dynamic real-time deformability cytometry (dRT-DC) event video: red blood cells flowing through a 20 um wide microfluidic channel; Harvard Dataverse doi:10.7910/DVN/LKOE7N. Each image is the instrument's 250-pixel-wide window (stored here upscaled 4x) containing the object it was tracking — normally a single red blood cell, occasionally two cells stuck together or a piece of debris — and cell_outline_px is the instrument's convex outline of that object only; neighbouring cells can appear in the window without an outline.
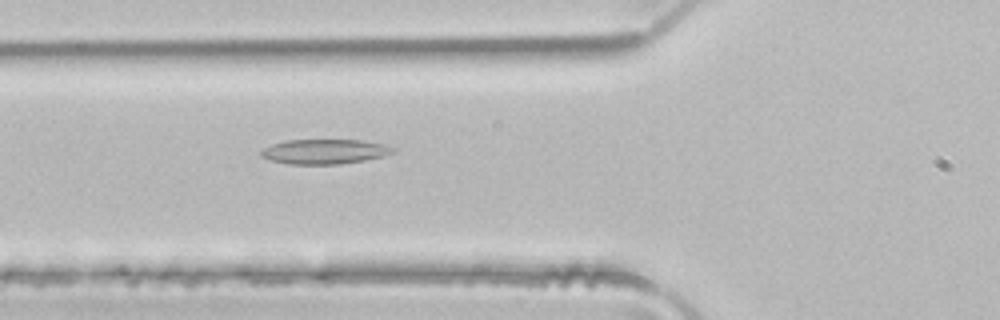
{"species": "common noctule bat (a hibernating species)", "species_latin": "Nyctalus noctula", "temperature_condition": "room temperature", "stored_images_in_passage": 44, "camera_frame_rate_fps": 3000, "um_per_image_px": 0.085, "animal": {"sex": "male", "body_mass_g": 21.5, "forearm_length_mm": 52.0}, "frame": {"image": 1, "passage_image": 14, "time_ms": 4.333, "image_size_px": [1000, 320], "cell_outline_px": [[396, 148], [392, 152], [384, 156], [364, 160], [340, 164], [288, 164], [272, 160], [260, 156], [260, 152], [264, 148], [272, 144], [288, 140], [364, 140]], "centroid_in_image_um": [27.57, 12.88], "position_along_channel_um": 98.2, "area_um2": 18.84}}
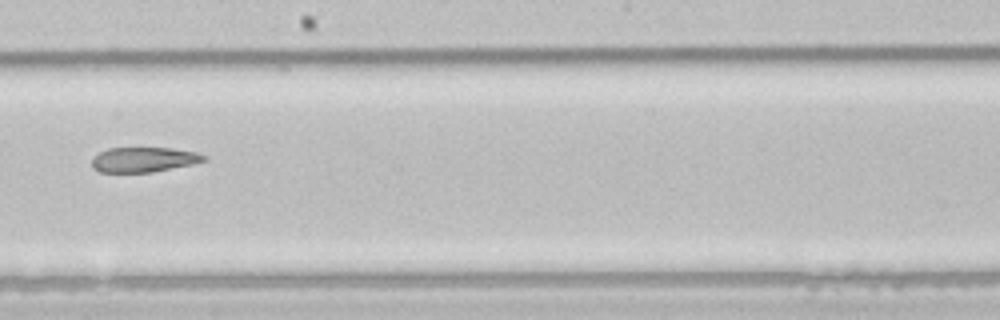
{"frame": {"image": 2, "passage_image": 24, "time_ms": 7.667, "image_size_px": [1000, 320], "cell_outline_px": [[208, 160], [192, 164], [152, 172], [100, 172], [92, 168], [92, 156], [108, 148], [172, 148], [196, 152], [208, 156]], "centroid_in_image_um": [12.22, 13.56], "position_along_channel_um": 236.0, "area_um2": 16.36}}
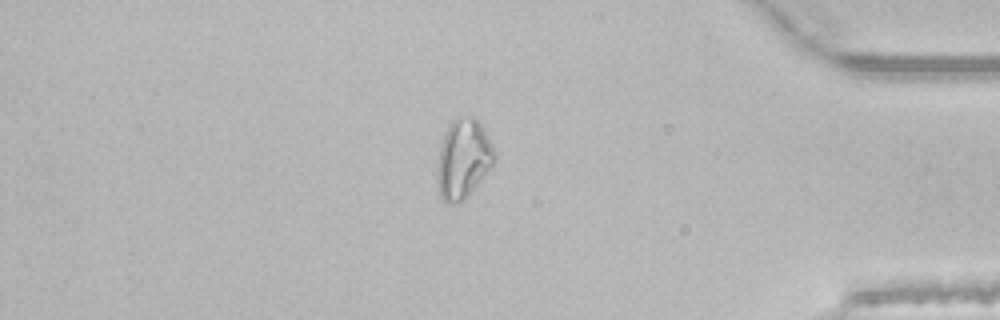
{"frame": {"image": 3, "passage_image": 38, "time_ms": 12.333, "image_size_px": [1000, 320], "cell_outline_px": [[496, 160], [464, 200], [452, 204], [448, 204], [440, 196], [436, 176], [436, 168], [440, 148], [444, 132], [448, 124], [456, 116], [472, 116], [480, 124], [488, 136], [496, 156]], "centroid_in_image_um": [39.34, 13.48], "position_along_channel_um": 395.9, "area_um2": 26.41}, "authors_computed_cell_mechanics": {"area_um2": 20.4901, "velocity_mm_per_s": 4.1198, "shape_relaxation_time_tau1_ms": null, "shape_relaxation_time_tau2_ms": 7.4558, "deformation_change_tau1": null, "deformation_change_tau2": 0.192}}